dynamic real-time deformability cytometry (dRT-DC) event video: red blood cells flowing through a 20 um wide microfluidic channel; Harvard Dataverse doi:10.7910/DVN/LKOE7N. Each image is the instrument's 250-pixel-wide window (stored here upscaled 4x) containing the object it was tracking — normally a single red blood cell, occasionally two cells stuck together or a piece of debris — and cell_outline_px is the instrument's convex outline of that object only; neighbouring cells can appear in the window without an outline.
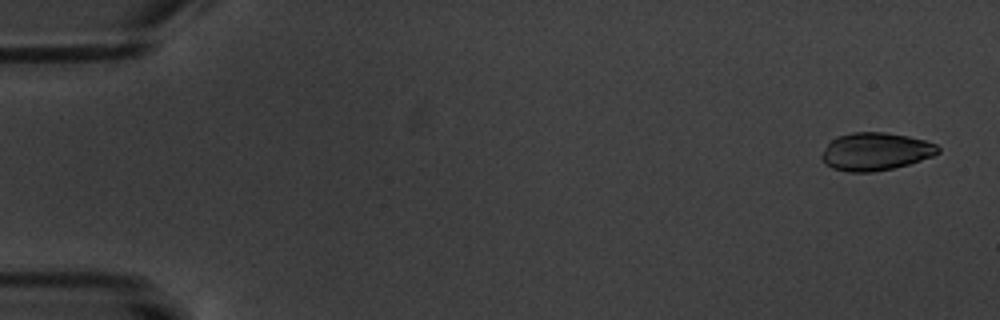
{"species": "common noctule bat (a hibernating species)", "species_latin": "Nyctalus noctula", "temperature_condition": "warm", "stored_images_in_passage": 16, "camera_frame_rate_fps": 3000, "um_per_image_px": 0.085, "animal": {"sex": "male", "body_mass_g": 20.1, "forearm_length_mm": 53.5}, "frame": {"image": 1, "passage_image": 1, "time_ms": 0.0, "image_size_px": [1000, 320], "cell_outline_px": [[940, 152], [932, 156], [908, 164], [892, 168], [872, 172], [848, 172], [832, 168], [824, 164], [820, 156], [828, 144], [836, 136], [852, 132], [884, 132], [908, 136], [924, 140], [936, 144], [940, 148]], "centroid_in_image_um": [74.4, 12.88], "position_along_channel_um": 10.6, "area_um2": 25.61}}
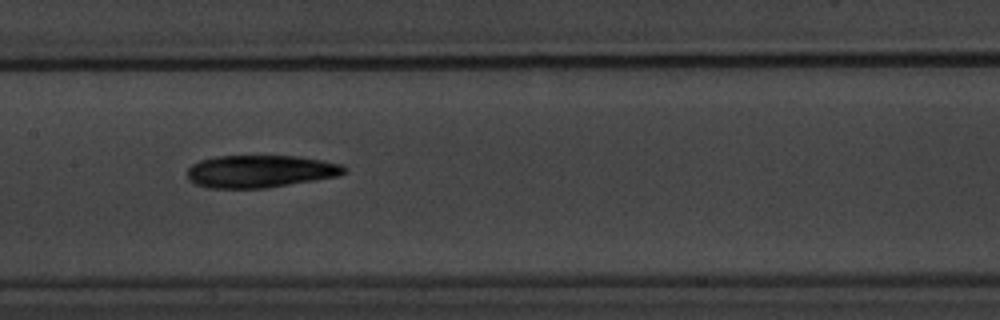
{"frame": {"image": 2, "passage_image": 8, "time_ms": 9.0, "image_size_px": [1000, 320], "cell_outline_px": [[348, 172], [340, 176], [264, 188], [208, 188], [196, 184], [188, 180], [188, 168], [192, 164], [200, 160], [216, 156], [300, 156], [344, 164], [348, 168]], "centroid_in_image_um": [22.17, 14.56], "position_along_channel_um": 185.2, "area_um2": 29.94}}
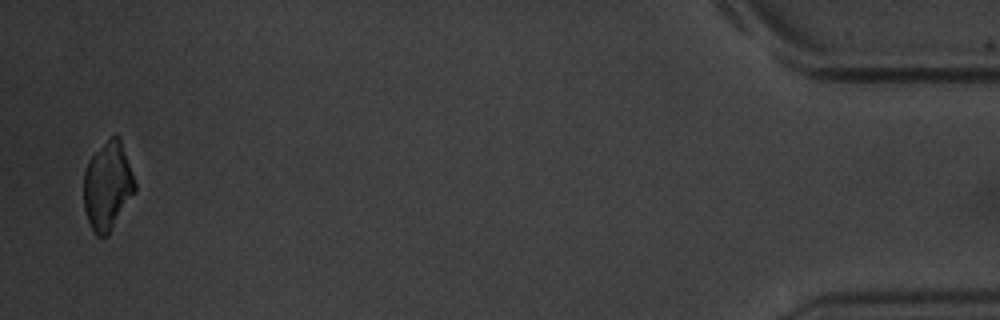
{"frame": {"image": 3, "passage_image": 16, "time_ms": 18.333, "image_size_px": [1000, 320], "cell_outline_px": [[136, 192], [108, 236], [96, 236], [92, 232], [84, 208], [84, 172], [88, 160], [116, 132], [120, 136], [136, 184]], "centroid_in_image_um": [9.16, 15.84], "position_along_channel_um": 426.0, "area_um2": 26.53}, "authors_computed_cell_mechanics": {"area_um2": 28.1775, "velocity_mm_per_s": 3.4577, "shape_relaxation_time_tau1_ms": 3.7211, "shape_relaxation_time_tau2_ms": null, "deformation_change_tau1": 0.1241, "deformation_change_tau2": null}}